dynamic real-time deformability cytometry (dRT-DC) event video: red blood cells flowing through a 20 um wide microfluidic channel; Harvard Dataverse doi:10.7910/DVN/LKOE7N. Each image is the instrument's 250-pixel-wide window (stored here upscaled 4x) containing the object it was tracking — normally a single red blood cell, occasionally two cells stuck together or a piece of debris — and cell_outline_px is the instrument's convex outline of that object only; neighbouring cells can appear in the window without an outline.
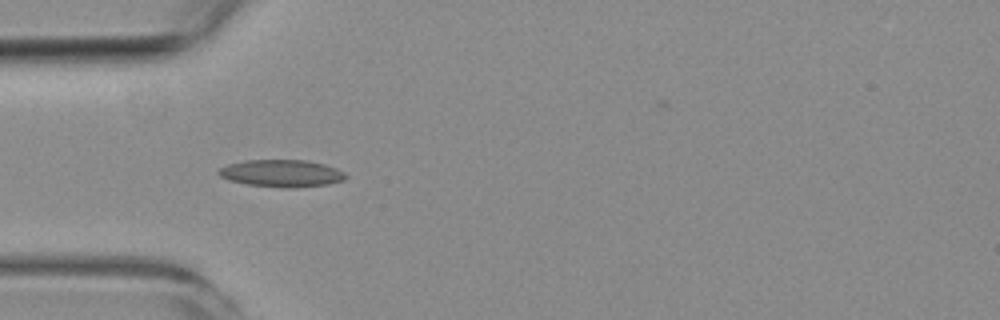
{"species": "common noctule bat (a hibernating species)", "species_latin": "Nyctalus noctula", "temperature_condition": "room temperature", "stored_images_in_passage": 6, "camera_frame_rate_fps": 3000, "um_per_image_px": 0.085, "animal": {"sex": "female", "body_mass_g": 19.3, "forearm_length_mm": 54.1}, "frame": {"image": 1, "passage_image": 5, "time_ms": 4.667, "image_size_px": [1000, 320], "cell_outline_px": [[348, 176], [344, 180], [328, 184], [292, 188], [284, 188], [248, 184], [228, 180], [220, 176], [216, 172], [220, 168], [228, 164], [244, 160], [304, 160], [324, 164], [336, 168], [344, 172]], "centroid_in_image_um": [23.93, 14.73], "position_along_channel_um": 61.1, "area_um2": 20.17}}
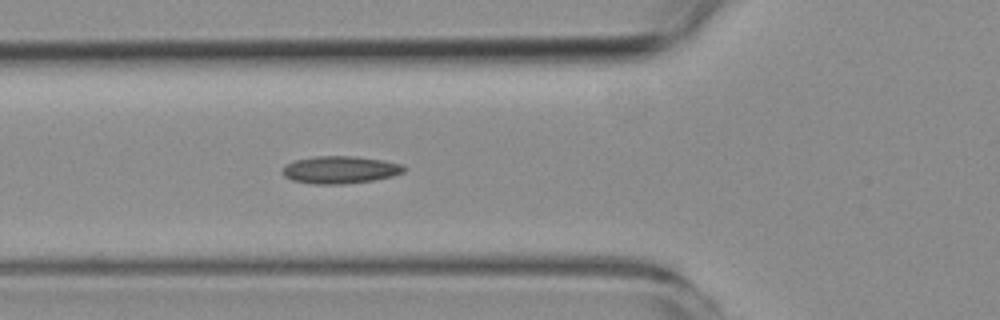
{"frame": {"image": 2, "passage_image": 6, "time_ms": 5.667, "image_size_px": [1000, 320], "cell_outline_px": [[408, 168], [404, 172], [392, 176], [372, 180], [344, 184], [312, 184], [292, 180], [284, 176], [280, 172], [292, 160], [316, 156], [356, 156], [384, 160], [404, 164]], "centroid_in_image_um": [28.93, 14.42], "position_along_channel_um": 96.9, "area_um2": 19.65}}